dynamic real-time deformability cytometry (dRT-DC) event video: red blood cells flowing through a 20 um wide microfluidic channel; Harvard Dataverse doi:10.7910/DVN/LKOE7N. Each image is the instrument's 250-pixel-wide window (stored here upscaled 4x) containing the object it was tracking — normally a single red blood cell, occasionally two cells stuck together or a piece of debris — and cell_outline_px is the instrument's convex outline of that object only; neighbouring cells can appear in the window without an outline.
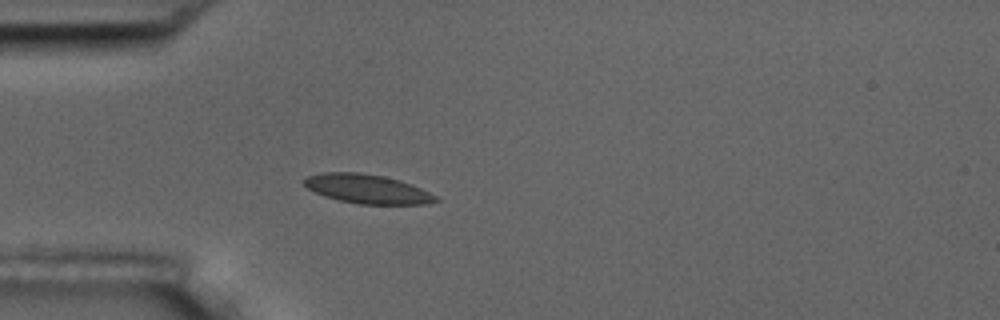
{"species": "common noctule bat (a hibernating species)", "species_latin": "Nyctalus noctula", "temperature_condition": "room temperature", "stored_images_in_passage": 5, "camera_frame_rate_fps": 3000, "um_per_image_px": 0.085, "animal": {"sex": "male", "body_mass_g": 17.5, "forearm_length_mm": 52.3}, "frame": {"image": 1, "passage_image": 5, "time_ms": 4.333, "image_size_px": [1000, 320], "cell_outline_px": [[440, 200], [428, 204], [360, 204], [340, 200], [324, 196], [308, 188], [300, 180], [308, 176], [320, 172], [360, 172], [384, 176], [412, 184], [436, 196]], "centroid_in_image_um": [31.2, 16.05], "position_along_channel_um": 53.8, "area_um2": 22.31}}